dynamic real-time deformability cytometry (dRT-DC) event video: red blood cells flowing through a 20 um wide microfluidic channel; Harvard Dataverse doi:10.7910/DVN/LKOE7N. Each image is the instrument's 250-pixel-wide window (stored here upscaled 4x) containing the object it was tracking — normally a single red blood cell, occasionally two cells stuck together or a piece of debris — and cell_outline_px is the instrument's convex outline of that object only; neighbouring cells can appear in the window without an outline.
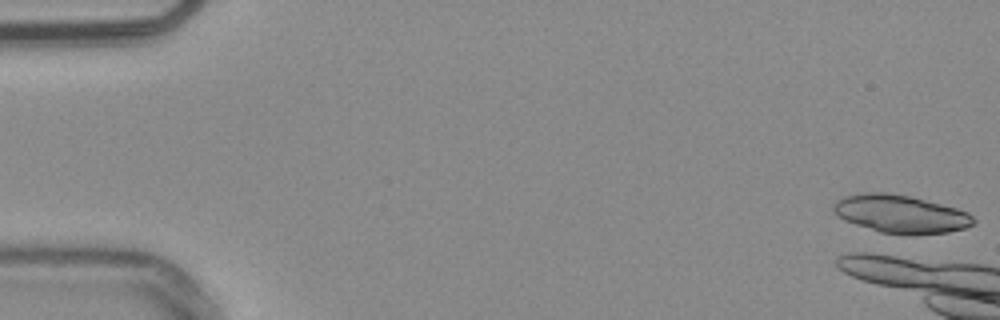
{"species": "common noctule bat (a hibernating species)", "species_latin": "Nyctalus noctula", "temperature_condition": "warm", "stored_images_in_passage": 3, "camera_frame_rate_fps": 3000, "um_per_image_px": 0.085, "animal": {"sex": "male", "body_mass_g": 20.4}, "frame": {"image": 1, "passage_image": 1, "time_ms": 0.0, "image_size_px": [1000, 320], "cell_outline_px": [[976, 224], [964, 228], [948, 232], [908, 236], [904, 236], [880, 232], [844, 220], [832, 212], [832, 204], [836, 200], [844, 196], [864, 192], [888, 192], [908, 196], [956, 208], [968, 212], [976, 220]], "centroid_in_image_um": [76.53, 18.2], "position_along_channel_um": 8.5, "area_um2": 31.33}}